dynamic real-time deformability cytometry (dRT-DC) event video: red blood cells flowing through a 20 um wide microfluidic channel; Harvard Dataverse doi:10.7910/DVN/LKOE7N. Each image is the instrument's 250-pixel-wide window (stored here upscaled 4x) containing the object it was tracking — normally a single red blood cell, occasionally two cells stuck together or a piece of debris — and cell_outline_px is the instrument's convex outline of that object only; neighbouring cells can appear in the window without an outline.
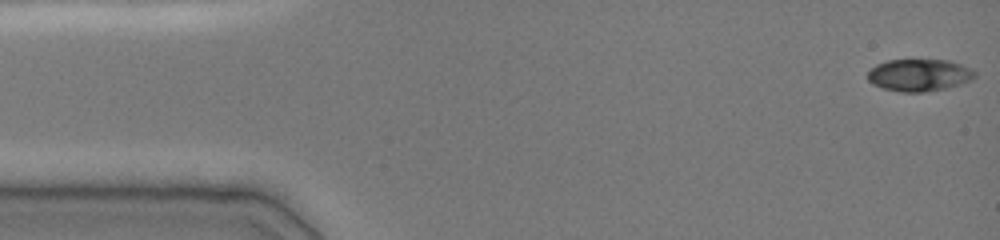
{"species": "common noctule bat (a hibernating species)", "species_latin": "Nyctalus noctula", "temperature_condition": "cold", "stored_images_in_passage": 48, "camera_frame_rate_fps": 3000, "um_per_image_px": 0.085, "animal": {"sex": "female", "body_mass_g": 19.0, "forearm_length_mm": 51.5}, "frame": {"image": 1, "passage_image": 1, "time_ms": 0.0, "image_size_px": [1000, 240], "cell_outline_px": [[976, 76], [960, 84], [944, 88], [924, 92], [900, 92], [884, 88], [872, 84], [868, 80], [868, 72], [876, 64], [888, 60], [948, 60], [972, 68], [976, 72]], "centroid_in_image_um": [78.12, 6.38], "position_along_channel_um": 6.9, "area_um2": 19.94}}
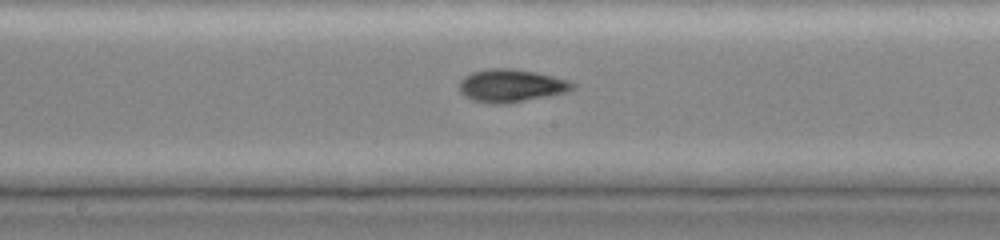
{"frame": {"image": 2, "passage_image": 23, "time_ms": 8.0, "image_size_px": [1000, 240], "cell_outline_px": [[576, 88], [568, 92], [508, 104], [492, 104], [472, 100], [464, 96], [460, 92], [460, 80], [464, 76], [472, 72], [492, 68], [512, 68], [536, 72], [568, 80], [576, 84]], "centroid_in_image_um": [43.46, 7.29], "position_along_channel_um": 204.7, "area_um2": 21.91}}
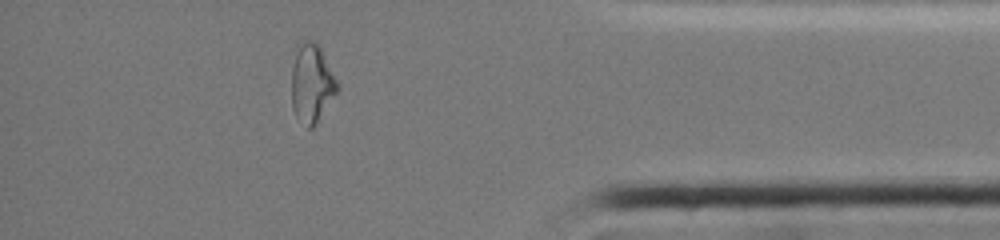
{"frame": {"image": 3, "passage_image": 41, "time_ms": 13.667, "image_size_px": [1000, 240], "cell_outline_px": [[340, 88], [316, 124], [312, 128], [308, 128], [296, 116], [292, 108], [292, 68], [296, 44], [300, 40], [312, 40], [320, 48], [340, 84]], "centroid_in_image_um": [26.5, 7.06], "position_along_channel_um": 408.7, "area_um2": 21.15}, "authors_computed_cell_mechanics": {"area_um2": 20.4612, "velocity_mm_per_s": 3.9411, "shape_relaxation_time_tau1_ms": null, "shape_relaxation_time_tau2_ms": 2.3885, "deformation_change_tau1": null, "deformation_change_tau2": 0.066}}